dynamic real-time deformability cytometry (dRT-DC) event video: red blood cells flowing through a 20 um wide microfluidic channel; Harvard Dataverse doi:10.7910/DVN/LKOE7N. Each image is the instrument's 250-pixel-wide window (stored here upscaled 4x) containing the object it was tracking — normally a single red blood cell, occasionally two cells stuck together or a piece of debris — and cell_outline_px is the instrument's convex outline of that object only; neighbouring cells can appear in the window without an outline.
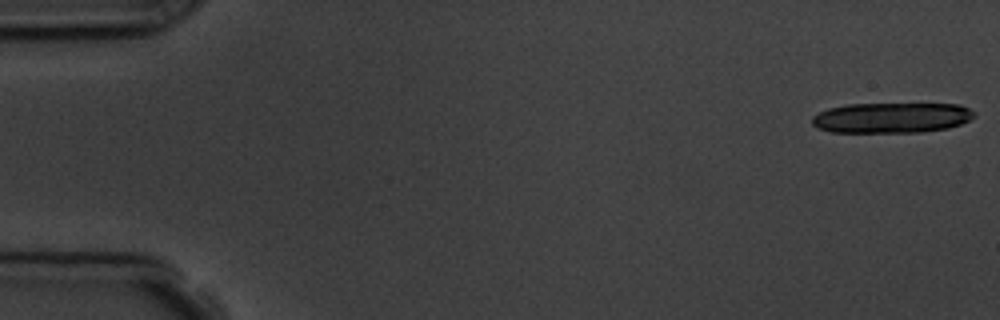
{"species": "common noctule bat (a hibernating species)", "species_latin": "Nyctalus noctula", "temperature_condition": "room temperature", "stored_images_in_passage": 5, "camera_frame_rate_fps": 3000, "um_per_image_px": 0.085, "animal": {"sex": "male", "body_mass_g": 19.5, "forearm_length_mm": 54.6}, "frame": {"image": 1, "passage_image": 1, "time_ms": 0.0, "image_size_px": [1000, 320], "cell_outline_px": [[976, 116], [960, 124], [948, 128], [920, 132], [832, 132], [820, 128], [812, 124], [812, 116], [828, 108], [848, 104], [960, 104], [976, 112]], "centroid_in_image_um": [75.8, 10.0], "position_along_channel_um": 9.2, "area_um2": 28.67}}